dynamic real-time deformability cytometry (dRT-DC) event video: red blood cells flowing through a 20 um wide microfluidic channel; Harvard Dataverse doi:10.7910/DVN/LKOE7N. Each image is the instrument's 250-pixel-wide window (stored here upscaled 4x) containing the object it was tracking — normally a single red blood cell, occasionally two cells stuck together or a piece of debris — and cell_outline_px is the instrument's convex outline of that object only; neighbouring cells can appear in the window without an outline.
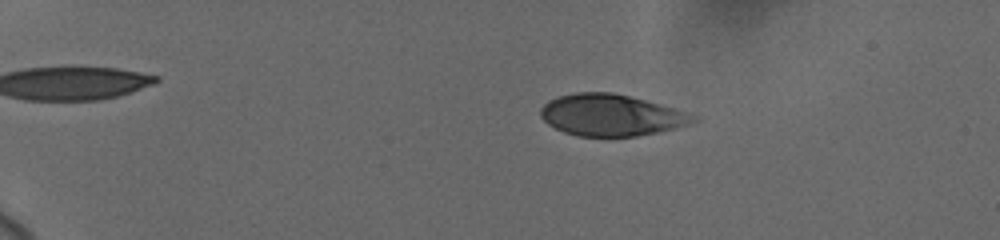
{"species": "human", "species_latin": "Homo sapiens", "temperature_condition": "cold", "stored_images_in_passage": 58, "camera_frame_rate_fps": 3000, "um_per_image_px": 0.085, "donor": {"sex": "female"}, "frame": {"image": 1, "passage_image": 13, "time_ms": 3.667, "image_size_px": [1000, 240], "cell_outline_px": [[700, 120], [692, 124], [656, 132], [636, 136], [576, 136], [564, 132], [548, 124], [540, 116], [540, 108], [548, 100], [556, 96], [576, 92], [612, 92], [660, 104], [688, 112], [700, 116]], "centroid_in_image_um": [51.95, 9.78], "position_along_channel_um": 33.0, "area_um2": 37.11}}
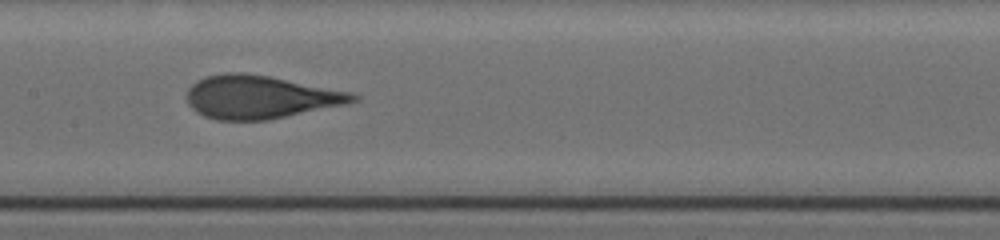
{"frame": {"image": 2, "passage_image": 32, "time_ms": 10.333, "image_size_px": [1000, 240], "cell_outline_px": [[360, 100], [348, 104], [268, 120], [216, 120], [204, 116], [196, 112], [188, 104], [188, 88], [196, 80], [204, 76], [224, 72], [244, 72], [268, 76], [352, 92], [360, 96]], "centroid_in_image_um": [22.12, 8.24], "position_along_channel_um": 185.3, "area_um2": 42.02}}
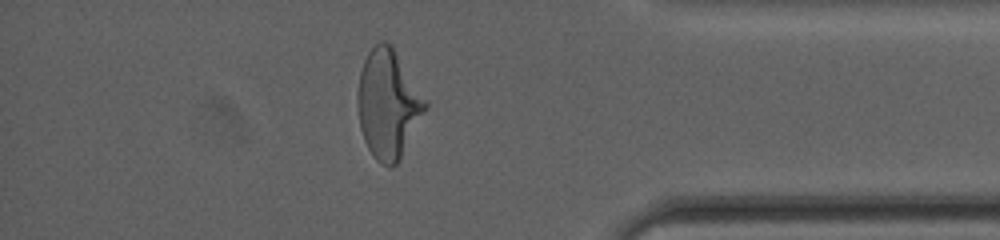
{"frame": {"image": 3, "passage_image": 52, "time_ms": 16.667, "image_size_px": [1000, 240], "cell_outline_px": [[428, 108], [400, 160], [392, 168], [380, 164], [372, 156], [364, 140], [360, 128], [356, 100], [356, 96], [360, 72], [364, 60], [368, 52], [380, 40], [384, 40], [392, 44], [428, 100]], "centroid_in_image_um": [33.01, 8.85], "position_along_channel_um": 402.2, "area_um2": 43.7}, "authors_computed_cell_mechanics": {"area_um2": 41.038, "velocity_mm_per_s": 3.6943, "shape_relaxation_time_tau1_ms": 4.8947, "shape_relaxation_time_tau2_ms": null, "deformation_change_tau1": 0.1814, "deformation_change_tau2": null}}